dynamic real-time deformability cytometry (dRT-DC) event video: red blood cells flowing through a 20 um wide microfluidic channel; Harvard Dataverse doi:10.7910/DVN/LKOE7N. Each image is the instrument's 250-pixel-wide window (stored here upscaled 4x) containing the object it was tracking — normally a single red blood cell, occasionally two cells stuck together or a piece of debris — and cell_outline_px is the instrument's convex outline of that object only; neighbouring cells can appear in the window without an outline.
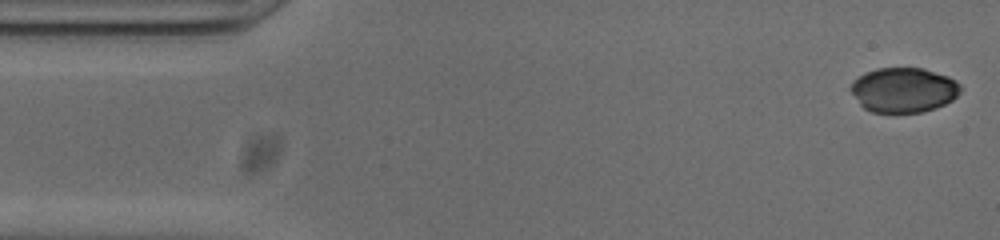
{"species": "common noctule bat (a hibernating species)", "species_latin": "Nyctalus noctula", "temperature_condition": "cold", "stored_images_in_passage": 51, "camera_frame_rate_fps": 3000, "um_per_image_px": 0.085, "animal": {"sex": "male", "body_mass_g": 20.0, "forearm_length_mm": 53.3}, "frame": {"image": 1, "passage_image": 1, "time_ms": 0.0, "image_size_px": [1000, 240], "cell_outline_px": [[960, 92], [952, 100], [936, 108], [920, 112], [872, 112], [864, 108], [860, 104], [852, 92], [852, 80], [864, 72], [876, 68], [924, 68], [948, 76], [956, 80], [960, 84]], "centroid_in_image_um": [76.81, 7.63], "position_along_channel_um": 8.2, "area_um2": 28.61}}